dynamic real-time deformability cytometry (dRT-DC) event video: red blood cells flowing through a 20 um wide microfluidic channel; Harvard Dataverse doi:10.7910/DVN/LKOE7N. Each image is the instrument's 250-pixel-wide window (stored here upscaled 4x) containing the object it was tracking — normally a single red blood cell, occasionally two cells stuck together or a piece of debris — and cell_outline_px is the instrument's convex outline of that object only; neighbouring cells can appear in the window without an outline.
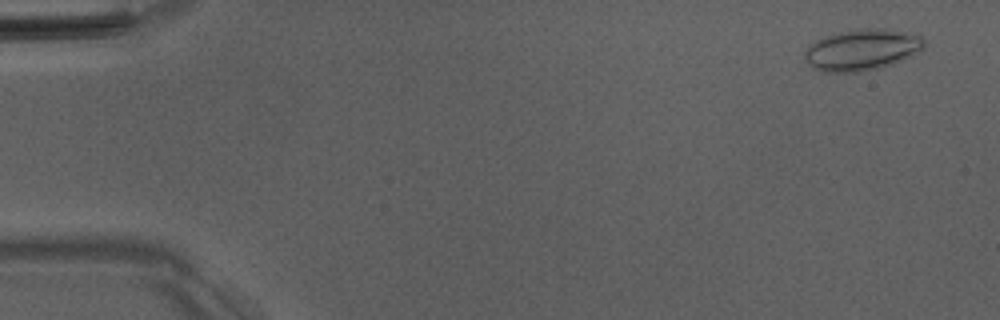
{"species": "Egyptian fruit bat (a non-hibernating species)", "species_latin": "Rousettus aegyptiacus", "temperature_condition": "room temperature", "stored_images_in_passage": 52, "camera_frame_rate_fps": 3000, "um_per_image_px": 0.085, "animal": {"sex": "male"}, "frame": {"image": 1, "passage_image": 3, "time_ms": 0.667, "image_size_px": [1000, 320], "cell_outline_px": [[924, 48], [892, 64], [880, 68], [860, 72], [820, 72], [812, 68], [808, 64], [804, 56], [804, 52], [816, 40], [824, 36], [840, 32], [868, 28], [880, 28], [920, 36], [924, 40]], "centroid_in_image_um": [73.21, 4.26], "position_along_channel_um": 11.8, "area_um2": 28.32}}
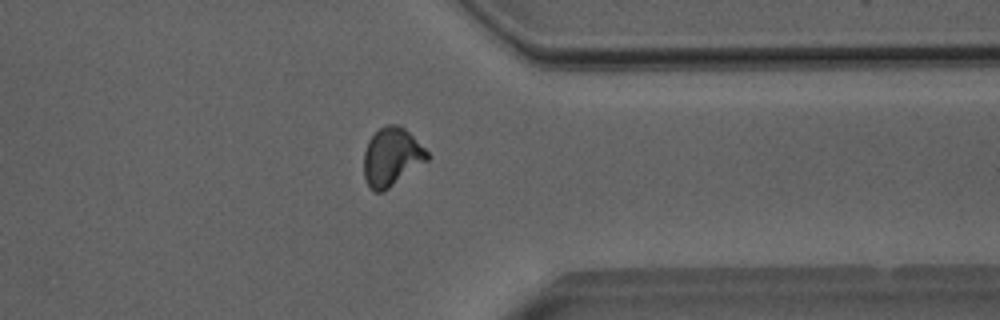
{"frame": {"image": 2, "passage_image": 41, "time_ms": 13.333, "image_size_px": [1000, 320], "cell_outline_px": [[428, 160], [384, 192], [376, 192], [368, 188], [364, 176], [364, 152], [368, 140], [380, 128], [388, 124], [400, 124], [428, 152]], "centroid_in_image_um": [33.27, 13.36], "position_along_channel_um": 378.1, "area_um2": 21.5}}
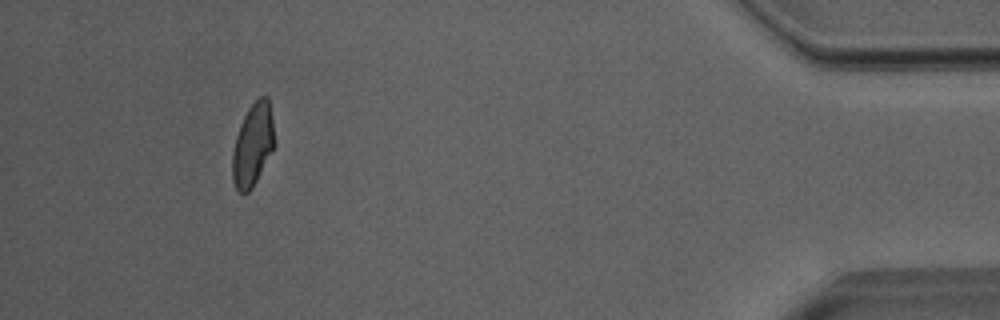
{"frame": {"image": 3, "passage_image": 48, "time_ms": 15.667, "image_size_px": [1000, 320], "cell_outline_px": [[276, 144], [252, 188], [248, 192], [240, 192], [236, 188], [232, 180], [232, 152], [236, 136], [240, 124], [248, 108], [260, 96], [268, 96]], "centroid_in_image_um": [21.49, 12.3], "position_along_channel_um": 413.7, "area_um2": 20.23}, "authors_computed_cell_mechanics": {"area_um2": 21.4149, "velocity_mm_per_s": 4.0112, "shape_relaxation_time_tau1_ms": 8.7432, "shape_relaxation_time_tau2_ms": 1.4301, "deformation_change_tau1": 0.1951, "deformation_change_tau2": 0.0796}}